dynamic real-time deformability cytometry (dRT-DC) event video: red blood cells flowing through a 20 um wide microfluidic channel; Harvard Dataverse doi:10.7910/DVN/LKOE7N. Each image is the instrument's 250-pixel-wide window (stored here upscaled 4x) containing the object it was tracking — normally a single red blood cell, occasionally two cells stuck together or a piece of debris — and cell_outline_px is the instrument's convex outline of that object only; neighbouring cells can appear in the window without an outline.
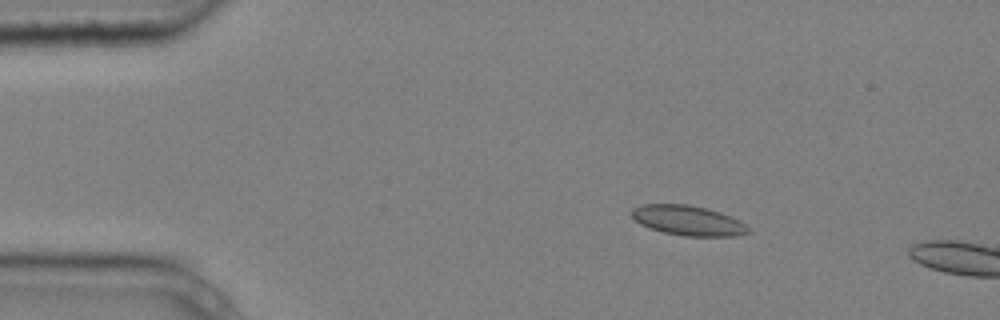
{"species": "common noctule bat (a hibernating species)", "species_latin": "Nyctalus noctula", "temperature_condition": "cold", "stored_images_in_passage": 3, "camera_frame_rate_fps": 3000, "um_per_image_px": 0.085, "animal": {"sex": "male", "body_mass_g": 20.4}, "frame": {"image": 1, "passage_image": 2, "time_ms": 0.333, "image_size_px": [1000, 320], "cell_outline_px": [[752, 232], [736, 236], [684, 236], [664, 232], [648, 228], [640, 224], [632, 216], [632, 208], [640, 204], [688, 204], [708, 208], [720, 212], [740, 220]], "centroid_in_image_um": [58.49, 18.74], "position_along_channel_um": 26.5, "area_um2": 20.46}}